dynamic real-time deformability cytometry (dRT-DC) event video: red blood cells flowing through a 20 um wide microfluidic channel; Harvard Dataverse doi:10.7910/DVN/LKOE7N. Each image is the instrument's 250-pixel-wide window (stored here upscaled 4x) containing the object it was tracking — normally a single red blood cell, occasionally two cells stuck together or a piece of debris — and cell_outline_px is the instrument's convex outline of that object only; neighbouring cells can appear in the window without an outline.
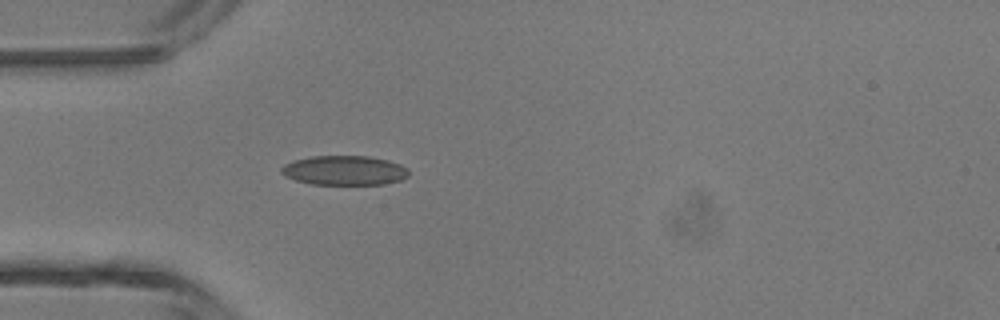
{"species": "common noctule bat (a hibernating species)", "species_latin": "Nyctalus noctula", "temperature_condition": "room temperature", "stored_images_in_passage": 2, "camera_frame_rate_fps": 3000, "um_per_image_px": 0.085, "animal": {"sex": "male", "body_mass_g": 13.3}, "frame": {"image": 1, "passage_image": 2, "time_ms": 0.333, "image_size_px": [1000, 320], "cell_outline_px": [[408, 176], [400, 180], [384, 184], [312, 184], [296, 180], [284, 176], [280, 172], [280, 168], [284, 164], [292, 160], [312, 156], [368, 156], [388, 160], [400, 164], [408, 168]], "centroid_in_image_um": [29.25, 14.48], "position_along_channel_um": 55.8, "area_um2": 21.96}}